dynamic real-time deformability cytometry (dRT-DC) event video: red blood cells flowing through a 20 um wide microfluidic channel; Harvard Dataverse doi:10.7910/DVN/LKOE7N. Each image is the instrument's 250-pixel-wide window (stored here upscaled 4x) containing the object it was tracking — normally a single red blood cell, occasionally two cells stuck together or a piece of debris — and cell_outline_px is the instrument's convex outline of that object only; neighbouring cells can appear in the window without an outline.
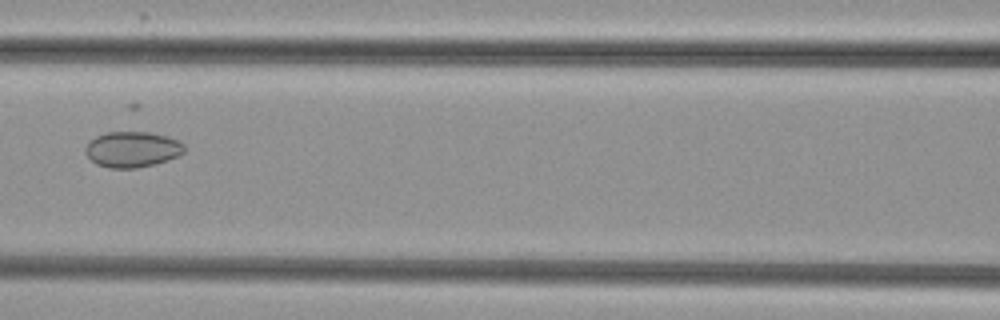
{"species": "common noctule bat (a hibernating species)", "species_latin": "Nyctalus noctula", "temperature_condition": "cold", "stored_images_in_passage": 3, "camera_frame_rate_fps": 3000, "um_per_image_px": 0.085, "animal": {"sex": "female", "body_mass_g": 29.2, "forearm_length_mm": 56.3}, "frame": {"image": 1, "passage_image": 3, "time_ms": 2.333, "image_size_px": [1000, 320], "cell_outline_px": [[184, 152], [176, 156], [156, 164], [136, 168], [108, 168], [96, 164], [84, 152], [84, 148], [96, 136], [104, 132], [152, 132], [168, 136], [184, 144]], "centroid_in_image_um": [11.23, 12.69], "position_along_channel_um": 155.4, "area_um2": 20.58}}